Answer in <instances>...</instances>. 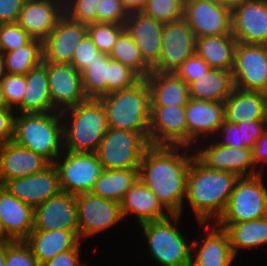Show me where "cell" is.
Instances as JSON below:
<instances>
[{
	"mask_svg": "<svg viewBox=\"0 0 267 266\" xmlns=\"http://www.w3.org/2000/svg\"><path fill=\"white\" fill-rule=\"evenodd\" d=\"M123 8L128 14L143 10L146 0H121Z\"/></svg>",
	"mask_w": 267,
	"mask_h": 266,
	"instance_id": "obj_55",
	"label": "cell"
},
{
	"mask_svg": "<svg viewBox=\"0 0 267 266\" xmlns=\"http://www.w3.org/2000/svg\"><path fill=\"white\" fill-rule=\"evenodd\" d=\"M238 179L234 173L207 168L193 158L187 175L185 199L200 227L220 218Z\"/></svg>",
	"mask_w": 267,
	"mask_h": 266,
	"instance_id": "obj_2",
	"label": "cell"
},
{
	"mask_svg": "<svg viewBox=\"0 0 267 266\" xmlns=\"http://www.w3.org/2000/svg\"><path fill=\"white\" fill-rule=\"evenodd\" d=\"M34 209L0 185V222L3 240L24 241L33 230Z\"/></svg>",
	"mask_w": 267,
	"mask_h": 266,
	"instance_id": "obj_26",
	"label": "cell"
},
{
	"mask_svg": "<svg viewBox=\"0 0 267 266\" xmlns=\"http://www.w3.org/2000/svg\"><path fill=\"white\" fill-rule=\"evenodd\" d=\"M26 75V89L16 113H49L56 111L50 98L46 61L33 67Z\"/></svg>",
	"mask_w": 267,
	"mask_h": 266,
	"instance_id": "obj_29",
	"label": "cell"
},
{
	"mask_svg": "<svg viewBox=\"0 0 267 266\" xmlns=\"http://www.w3.org/2000/svg\"><path fill=\"white\" fill-rule=\"evenodd\" d=\"M196 52V37L184 19L164 23L159 61L154 72H174L187 58Z\"/></svg>",
	"mask_w": 267,
	"mask_h": 266,
	"instance_id": "obj_12",
	"label": "cell"
},
{
	"mask_svg": "<svg viewBox=\"0 0 267 266\" xmlns=\"http://www.w3.org/2000/svg\"><path fill=\"white\" fill-rule=\"evenodd\" d=\"M207 147L195 151V157L207 168L231 172L239 177H251L263 173L253 161L252 149L247 147H228L217 143V138L212 139ZM215 141V142H214Z\"/></svg>",
	"mask_w": 267,
	"mask_h": 266,
	"instance_id": "obj_14",
	"label": "cell"
},
{
	"mask_svg": "<svg viewBox=\"0 0 267 266\" xmlns=\"http://www.w3.org/2000/svg\"><path fill=\"white\" fill-rule=\"evenodd\" d=\"M101 0H64V12L73 21L97 23Z\"/></svg>",
	"mask_w": 267,
	"mask_h": 266,
	"instance_id": "obj_41",
	"label": "cell"
},
{
	"mask_svg": "<svg viewBox=\"0 0 267 266\" xmlns=\"http://www.w3.org/2000/svg\"><path fill=\"white\" fill-rule=\"evenodd\" d=\"M120 207L123 219L126 215L133 213L139 224L163 220L171 215L140 179L125 193Z\"/></svg>",
	"mask_w": 267,
	"mask_h": 266,
	"instance_id": "obj_27",
	"label": "cell"
},
{
	"mask_svg": "<svg viewBox=\"0 0 267 266\" xmlns=\"http://www.w3.org/2000/svg\"><path fill=\"white\" fill-rule=\"evenodd\" d=\"M47 79L52 105L63 111L86 101L82 75L71 64L46 61Z\"/></svg>",
	"mask_w": 267,
	"mask_h": 266,
	"instance_id": "obj_17",
	"label": "cell"
},
{
	"mask_svg": "<svg viewBox=\"0 0 267 266\" xmlns=\"http://www.w3.org/2000/svg\"><path fill=\"white\" fill-rule=\"evenodd\" d=\"M141 78L129 67L109 57L108 94L134 86Z\"/></svg>",
	"mask_w": 267,
	"mask_h": 266,
	"instance_id": "obj_42",
	"label": "cell"
},
{
	"mask_svg": "<svg viewBox=\"0 0 267 266\" xmlns=\"http://www.w3.org/2000/svg\"><path fill=\"white\" fill-rule=\"evenodd\" d=\"M216 3L224 5L232 9L234 6L238 5L242 0H214Z\"/></svg>",
	"mask_w": 267,
	"mask_h": 266,
	"instance_id": "obj_57",
	"label": "cell"
},
{
	"mask_svg": "<svg viewBox=\"0 0 267 266\" xmlns=\"http://www.w3.org/2000/svg\"><path fill=\"white\" fill-rule=\"evenodd\" d=\"M231 72L235 88L267 94V45L237 42Z\"/></svg>",
	"mask_w": 267,
	"mask_h": 266,
	"instance_id": "obj_10",
	"label": "cell"
},
{
	"mask_svg": "<svg viewBox=\"0 0 267 266\" xmlns=\"http://www.w3.org/2000/svg\"><path fill=\"white\" fill-rule=\"evenodd\" d=\"M80 246L79 244L75 249L58 253L49 261L41 264V266H87L80 263Z\"/></svg>",
	"mask_w": 267,
	"mask_h": 266,
	"instance_id": "obj_51",
	"label": "cell"
},
{
	"mask_svg": "<svg viewBox=\"0 0 267 266\" xmlns=\"http://www.w3.org/2000/svg\"><path fill=\"white\" fill-rule=\"evenodd\" d=\"M255 165L267 163V127L252 149Z\"/></svg>",
	"mask_w": 267,
	"mask_h": 266,
	"instance_id": "obj_54",
	"label": "cell"
},
{
	"mask_svg": "<svg viewBox=\"0 0 267 266\" xmlns=\"http://www.w3.org/2000/svg\"><path fill=\"white\" fill-rule=\"evenodd\" d=\"M180 216L181 214H171L166 219L139 225L147 239L151 256L161 266H190L191 264L192 244L174 224L180 220Z\"/></svg>",
	"mask_w": 267,
	"mask_h": 266,
	"instance_id": "obj_6",
	"label": "cell"
},
{
	"mask_svg": "<svg viewBox=\"0 0 267 266\" xmlns=\"http://www.w3.org/2000/svg\"><path fill=\"white\" fill-rule=\"evenodd\" d=\"M76 203L80 240L95 236L123 220L117 201L87 192L76 195Z\"/></svg>",
	"mask_w": 267,
	"mask_h": 266,
	"instance_id": "obj_11",
	"label": "cell"
},
{
	"mask_svg": "<svg viewBox=\"0 0 267 266\" xmlns=\"http://www.w3.org/2000/svg\"><path fill=\"white\" fill-rule=\"evenodd\" d=\"M124 26L138 46L142 58L152 68L161 56L164 23L140 11L130 13Z\"/></svg>",
	"mask_w": 267,
	"mask_h": 266,
	"instance_id": "obj_22",
	"label": "cell"
},
{
	"mask_svg": "<svg viewBox=\"0 0 267 266\" xmlns=\"http://www.w3.org/2000/svg\"><path fill=\"white\" fill-rule=\"evenodd\" d=\"M105 108L109 128L149 132L151 93L145 79L134 86L99 98Z\"/></svg>",
	"mask_w": 267,
	"mask_h": 266,
	"instance_id": "obj_5",
	"label": "cell"
},
{
	"mask_svg": "<svg viewBox=\"0 0 267 266\" xmlns=\"http://www.w3.org/2000/svg\"><path fill=\"white\" fill-rule=\"evenodd\" d=\"M8 106L15 109L21 102L26 89V75L5 73L0 78Z\"/></svg>",
	"mask_w": 267,
	"mask_h": 266,
	"instance_id": "obj_46",
	"label": "cell"
},
{
	"mask_svg": "<svg viewBox=\"0 0 267 266\" xmlns=\"http://www.w3.org/2000/svg\"><path fill=\"white\" fill-rule=\"evenodd\" d=\"M262 175L239 177L223 214L215 223H238L267 216V188Z\"/></svg>",
	"mask_w": 267,
	"mask_h": 266,
	"instance_id": "obj_8",
	"label": "cell"
},
{
	"mask_svg": "<svg viewBox=\"0 0 267 266\" xmlns=\"http://www.w3.org/2000/svg\"><path fill=\"white\" fill-rule=\"evenodd\" d=\"M25 0H0V24L17 22Z\"/></svg>",
	"mask_w": 267,
	"mask_h": 266,
	"instance_id": "obj_53",
	"label": "cell"
},
{
	"mask_svg": "<svg viewBox=\"0 0 267 266\" xmlns=\"http://www.w3.org/2000/svg\"><path fill=\"white\" fill-rule=\"evenodd\" d=\"M12 141L53 164L65 150L61 112L16 113Z\"/></svg>",
	"mask_w": 267,
	"mask_h": 266,
	"instance_id": "obj_4",
	"label": "cell"
},
{
	"mask_svg": "<svg viewBox=\"0 0 267 266\" xmlns=\"http://www.w3.org/2000/svg\"><path fill=\"white\" fill-rule=\"evenodd\" d=\"M6 240H0V266H5Z\"/></svg>",
	"mask_w": 267,
	"mask_h": 266,
	"instance_id": "obj_56",
	"label": "cell"
},
{
	"mask_svg": "<svg viewBox=\"0 0 267 266\" xmlns=\"http://www.w3.org/2000/svg\"><path fill=\"white\" fill-rule=\"evenodd\" d=\"M0 240H3V228L0 222Z\"/></svg>",
	"mask_w": 267,
	"mask_h": 266,
	"instance_id": "obj_60",
	"label": "cell"
},
{
	"mask_svg": "<svg viewBox=\"0 0 267 266\" xmlns=\"http://www.w3.org/2000/svg\"><path fill=\"white\" fill-rule=\"evenodd\" d=\"M125 30L124 24L90 23L87 24V34L98 50L109 55L119 35Z\"/></svg>",
	"mask_w": 267,
	"mask_h": 266,
	"instance_id": "obj_39",
	"label": "cell"
},
{
	"mask_svg": "<svg viewBox=\"0 0 267 266\" xmlns=\"http://www.w3.org/2000/svg\"><path fill=\"white\" fill-rule=\"evenodd\" d=\"M186 148L150 145L138 168L139 179L171 214H181L183 211L187 175L195 157V154L189 155L187 152L190 150Z\"/></svg>",
	"mask_w": 267,
	"mask_h": 266,
	"instance_id": "obj_1",
	"label": "cell"
},
{
	"mask_svg": "<svg viewBox=\"0 0 267 266\" xmlns=\"http://www.w3.org/2000/svg\"><path fill=\"white\" fill-rule=\"evenodd\" d=\"M225 120L240 123L267 120V94L234 88L224 101Z\"/></svg>",
	"mask_w": 267,
	"mask_h": 266,
	"instance_id": "obj_30",
	"label": "cell"
},
{
	"mask_svg": "<svg viewBox=\"0 0 267 266\" xmlns=\"http://www.w3.org/2000/svg\"><path fill=\"white\" fill-rule=\"evenodd\" d=\"M184 0H146L142 12L160 22L183 19Z\"/></svg>",
	"mask_w": 267,
	"mask_h": 266,
	"instance_id": "obj_40",
	"label": "cell"
},
{
	"mask_svg": "<svg viewBox=\"0 0 267 266\" xmlns=\"http://www.w3.org/2000/svg\"><path fill=\"white\" fill-rule=\"evenodd\" d=\"M128 15L121 0H101L100 10L97 12V23L125 24Z\"/></svg>",
	"mask_w": 267,
	"mask_h": 266,
	"instance_id": "obj_48",
	"label": "cell"
},
{
	"mask_svg": "<svg viewBox=\"0 0 267 266\" xmlns=\"http://www.w3.org/2000/svg\"><path fill=\"white\" fill-rule=\"evenodd\" d=\"M87 34V24L64 14L43 40V61L71 64L76 46Z\"/></svg>",
	"mask_w": 267,
	"mask_h": 266,
	"instance_id": "obj_20",
	"label": "cell"
},
{
	"mask_svg": "<svg viewBox=\"0 0 267 266\" xmlns=\"http://www.w3.org/2000/svg\"><path fill=\"white\" fill-rule=\"evenodd\" d=\"M149 143L188 148L185 106H151Z\"/></svg>",
	"mask_w": 267,
	"mask_h": 266,
	"instance_id": "obj_15",
	"label": "cell"
},
{
	"mask_svg": "<svg viewBox=\"0 0 267 266\" xmlns=\"http://www.w3.org/2000/svg\"><path fill=\"white\" fill-rule=\"evenodd\" d=\"M244 147L253 149L267 127V120H248L237 123Z\"/></svg>",
	"mask_w": 267,
	"mask_h": 266,
	"instance_id": "obj_49",
	"label": "cell"
},
{
	"mask_svg": "<svg viewBox=\"0 0 267 266\" xmlns=\"http://www.w3.org/2000/svg\"><path fill=\"white\" fill-rule=\"evenodd\" d=\"M138 179V169H103L90 192L120 203Z\"/></svg>",
	"mask_w": 267,
	"mask_h": 266,
	"instance_id": "obj_35",
	"label": "cell"
},
{
	"mask_svg": "<svg viewBox=\"0 0 267 266\" xmlns=\"http://www.w3.org/2000/svg\"><path fill=\"white\" fill-rule=\"evenodd\" d=\"M5 74L4 55L0 51V78Z\"/></svg>",
	"mask_w": 267,
	"mask_h": 266,
	"instance_id": "obj_59",
	"label": "cell"
},
{
	"mask_svg": "<svg viewBox=\"0 0 267 266\" xmlns=\"http://www.w3.org/2000/svg\"><path fill=\"white\" fill-rule=\"evenodd\" d=\"M106 55L98 50L97 46L86 34L76 46L71 65L82 74L98 58H104Z\"/></svg>",
	"mask_w": 267,
	"mask_h": 266,
	"instance_id": "obj_44",
	"label": "cell"
},
{
	"mask_svg": "<svg viewBox=\"0 0 267 266\" xmlns=\"http://www.w3.org/2000/svg\"><path fill=\"white\" fill-rule=\"evenodd\" d=\"M61 118L64 149L72 152L96 153L109 129L106 111L101 101L87 99L61 111Z\"/></svg>",
	"mask_w": 267,
	"mask_h": 266,
	"instance_id": "obj_3",
	"label": "cell"
},
{
	"mask_svg": "<svg viewBox=\"0 0 267 266\" xmlns=\"http://www.w3.org/2000/svg\"><path fill=\"white\" fill-rule=\"evenodd\" d=\"M24 242L41 265L58 253L75 249L82 241L73 231L55 229L32 230Z\"/></svg>",
	"mask_w": 267,
	"mask_h": 266,
	"instance_id": "obj_28",
	"label": "cell"
},
{
	"mask_svg": "<svg viewBox=\"0 0 267 266\" xmlns=\"http://www.w3.org/2000/svg\"><path fill=\"white\" fill-rule=\"evenodd\" d=\"M32 39L17 22L0 24V51L2 53L25 46Z\"/></svg>",
	"mask_w": 267,
	"mask_h": 266,
	"instance_id": "obj_43",
	"label": "cell"
},
{
	"mask_svg": "<svg viewBox=\"0 0 267 266\" xmlns=\"http://www.w3.org/2000/svg\"><path fill=\"white\" fill-rule=\"evenodd\" d=\"M183 19L195 37L231 33V9L214 0H185Z\"/></svg>",
	"mask_w": 267,
	"mask_h": 266,
	"instance_id": "obj_13",
	"label": "cell"
},
{
	"mask_svg": "<svg viewBox=\"0 0 267 266\" xmlns=\"http://www.w3.org/2000/svg\"><path fill=\"white\" fill-rule=\"evenodd\" d=\"M82 86L88 99H99L108 94L109 56L98 58L82 74Z\"/></svg>",
	"mask_w": 267,
	"mask_h": 266,
	"instance_id": "obj_38",
	"label": "cell"
},
{
	"mask_svg": "<svg viewBox=\"0 0 267 266\" xmlns=\"http://www.w3.org/2000/svg\"><path fill=\"white\" fill-rule=\"evenodd\" d=\"M16 111L12 108H0V144L13 139Z\"/></svg>",
	"mask_w": 267,
	"mask_h": 266,
	"instance_id": "obj_52",
	"label": "cell"
},
{
	"mask_svg": "<svg viewBox=\"0 0 267 266\" xmlns=\"http://www.w3.org/2000/svg\"><path fill=\"white\" fill-rule=\"evenodd\" d=\"M55 229L73 231L79 237L76 195L61 191L34 209L33 230Z\"/></svg>",
	"mask_w": 267,
	"mask_h": 266,
	"instance_id": "obj_18",
	"label": "cell"
},
{
	"mask_svg": "<svg viewBox=\"0 0 267 266\" xmlns=\"http://www.w3.org/2000/svg\"><path fill=\"white\" fill-rule=\"evenodd\" d=\"M215 224L227 232L235 257L240 248H257L267 244V216L245 222Z\"/></svg>",
	"mask_w": 267,
	"mask_h": 266,
	"instance_id": "obj_34",
	"label": "cell"
},
{
	"mask_svg": "<svg viewBox=\"0 0 267 266\" xmlns=\"http://www.w3.org/2000/svg\"><path fill=\"white\" fill-rule=\"evenodd\" d=\"M237 40L232 34L196 38V54L212 69L232 71Z\"/></svg>",
	"mask_w": 267,
	"mask_h": 266,
	"instance_id": "obj_32",
	"label": "cell"
},
{
	"mask_svg": "<svg viewBox=\"0 0 267 266\" xmlns=\"http://www.w3.org/2000/svg\"><path fill=\"white\" fill-rule=\"evenodd\" d=\"M218 135H222L221 140L217 143L228 147H244L243 142H241L240 128H238L237 123L224 121L217 131Z\"/></svg>",
	"mask_w": 267,
	"mask_h": 266,
	"instance_id": "obj_50",
	"label": "cell"
},
{
	"mask_svg": "<svg viewBox=\"0 0 267 266\" xmlns=\"http://www.w3.org/2000/svg\"><path fill=\"white\" fill-rule=\"evenodd\" d=\"M64 14V0H25L17 23L32 38L43 41Z\"/></svg>",
	"mask_w": 267,
	"mask_h": 266,
	"instance_id": "obj_21",
	"label": "cell"
},
{
	"mask_svg": "<svg viewBox=\"0 0 267 266\" xmlns=\"http://www.w3.org/2000/svg\"><path fill=\"white\" fill-rule=\"evenodd\" d=\"M211 69L209 64L195 53L187 58L174 73L188 85L208 73Z\"/></svg>",
	"mask_w": 267,
	"mask_h": 266,
	"instance_id": "obj_47",
	"label": "cell"
},
{
	"mask_svg": "<svg viewBox=\"0 0 267 266\" xmlns=\"http://www.w3.org/2000/svg\"><path fill=\"white\" fill-rule=\"evenodd\" d=\"M231 33L239 43L267 45V0H242L234 6Z\"/></svg>",
	"mask_w": 267,
	"mask_h": 266,
	"instance_id": "obj_16",
	"label": "cell"
},
{
	"mask_svg": "<svg viewBox=\"0 0 267 266\" xmlns=\"http://www.w3.org/2000/svg\"><path fill=\"white\" fill-rule=\"evenodd\" d=\"M3 55L5 73L25 75L43 61V41L33 38L27 45Z\"/></svg>",
	"mask_w": 267,
	"mask_h": 266,
	"instance_id": "obj_36",
	"label": "cell"
},
{
	"mask_svg": "<svg viewBox=\"0 0 267 266\" xmlns=\"http://www.w3.org/2000/svg\"><path fill=\"white\" fill-rule=\"evenodd\" d=\"M2 186L33 209L62 191L54 164L29 176L6 181Z\"/></svg>",
	"mask_w": 267,
	"mask_h": 266,
	"instance_id": "obj_19",
	"label": "cell"
},
{
	"mask_svg": "<svg viewBox=\"0 0 267 266\" xmlns=\"http://www.w3.org/2000/svg\"><path fill=\"white\" fill-rule=\"evenodd\" d=\"M209 224L206 223V239L191 243L190 266H231L235 256L227 232L215 223Z\"/></svg>",
	"mask_w": 267,
	"mask_h": 266,
	"instance_id": "obj_25",
	"label": "cell"
},
{
	"mask_svg": "<svg viewBox=\"0 0 267 266\" xmlns=\"http://www.w3.org/2000/svg\"><path fill=\"white\" fill-rule=\"evenodd\" d=\"M0 108L1 109L10 108L8 106L7 99H6L5 93L3 92L1 84H0Z\"/></svg>",
	"mask_w": 267,
	"mask_h": 266,
	"instance_id": "obj_58",
	"label": "cell"
},
{
	"mask_svg": "<svg viewBox=\"0 0 267 266\" xmlns=\"http://www.w3.org/2000/svg\"><path fill=\"white\" fill-rule=\"evenodd\" d=\"M149 146V132L109 128L96 154L103 169H138Z\"/></svg>",
	"mask_w": 267,
	"mask_h": 266,
	"instance_id": "obj_7",
	"label": "cell"
},
{
	"mask_svg": "<svg viewBox=\"0 0 267 266\" xmlns=\"http://www.w3.org/2000/svg\"><path fill=\"white\" fill-rule=\"evenodd\" d=\"M53 164L58 170L61 190L73 195L90 192L103 171L97 154L91 152L64 150Z\"/></svg>",
	"mask_w": 267,
	"mask_h": 266,
	"instance_id": "obj_9",
	"label": "cell"
},
{
	"mask_svg": "<svg viewBox=\"0 0 267 266\" xmlns=\"http://www.w3.org/2000/svg\"><path fill=\"white\" fill-rule=\"evenodd\" d=\"M185 114L188 128V147L190 148V145L197 144L201 137L204 140L210 135L217 134L219 127L225 121L224 102L190 98L185 106Z\"/></svg>",
	"mask_w": 267,
	"mask_h": 266,
	"instance_id": "obj_23",
	"label": "cell"
},
{
	"mask_svg": "<svg viewBox=\"0 0 267 266\" xmlns=\"http://www.w3.org/2000/svg\"><path fill=\"white\" fill-rule=\"evenodd\" d=\"M51 163L14 141L0 144V185L12 179L40 172Z\"/></svg>",
	"mask_w": 267,
	"mask_h": 266,
	"instance_id": "obj_24",
	"label": "cell"
},
{
	"mask_svg": "<svg viewBox=\"0 0 267 266\" xmlns=\"http://www.w3.org/2000/svg\"><path fill=\"white\" fill-rule=\"evenodd\" d=\"M108 56L129 67L141 79H145L152 72V68L144 61L138 46L126 30L119 35Z\"/></svg>",
	"mask_w": 267,
	"mask_h": 266,
	"instance_id": "obj_37",
	"label": "cell"
},
{
	"mask_svg": "<svg viewBox=\"0 0 267 266\" xmlns=\"http://www.w3.org/2000/svg\"><path fill=\"white\" fill-rule=\"evenodd\" d=\"M5 266H41L24 241L6 240Z\"/></svg>",
	"mask_w": 267,
	"mask_h": 266,
	"instance_id": "obj_45",
	"label": "cell"
},
{
	"mask_svg": "<svg viewBox=\"0 0 267 266\" xmlns=\"http://www.w3.org/2000/svg\"><path fill=\"white\" fill-rule=\"evenodd\" d=\"M234 88L232 72L222 69H211L188 84L189 97L203 101L224 102Z\"/></svg>",
	"mask_w": 267,
	"mask_h": 266,
	"instance_id": "obj_33",
	"label": "cell"
},
{
	"mask_svg": "<svg viewBox=\"0 0 267 266\" xmlns=\"http://www.w3.org/2000/svg\"><path fill=\"white\" fill-rule=\"evenodd\" d=\"M150 93L151 106H186L188 85L174 72L152 71L146 78Z\"/></svg>",
	"mask_w": 267,
	"mask_h": 266,
	"instance_id": "obj_31",
	"label": "cell"
}]
</instances>
